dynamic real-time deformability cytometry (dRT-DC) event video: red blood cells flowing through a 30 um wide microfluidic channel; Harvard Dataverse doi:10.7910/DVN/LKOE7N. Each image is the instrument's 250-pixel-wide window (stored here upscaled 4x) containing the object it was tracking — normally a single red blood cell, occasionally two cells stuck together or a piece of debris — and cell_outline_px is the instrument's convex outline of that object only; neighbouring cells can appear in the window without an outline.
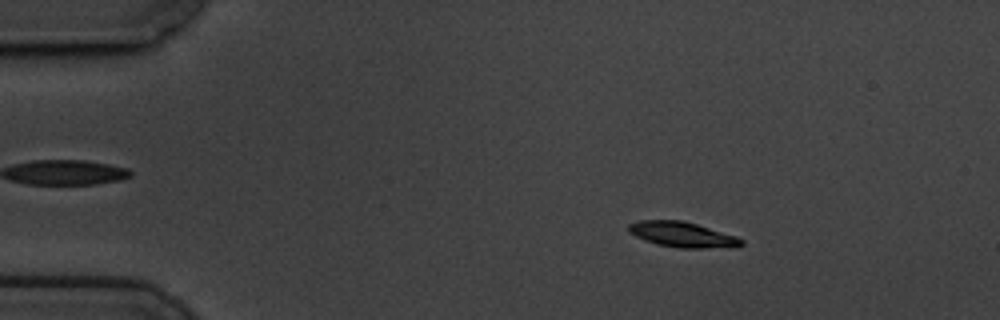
{"species": "common noctule bat (a hibernating species)", "species_latin": "Nyctalus noctula", "temperature_condition": "cold", "stored_images_in_passage": 59, "camera_frame_rate_fps": 3000, "um_per_image_px": 0.085, "animal": {"sex": "male", "body_mass_g": 19.5, "forearm_length_mm": 54.6}, "frame": {"image": 1, "passage_image": 10, "time_ms": 3.0, "image_size_px": [1000, 320], "cell_outline_px": [[744, 244], [704, 248], [680, 248], [656, 244], [644, 240], [628, 232], [628, 224], [640, 220], [684, 220], [736, 236], [744, 240]], "centroid_in_image_um": [57.93, 19.92], "position_along_channel_um": 27.1, "area_um2": 16.42}}
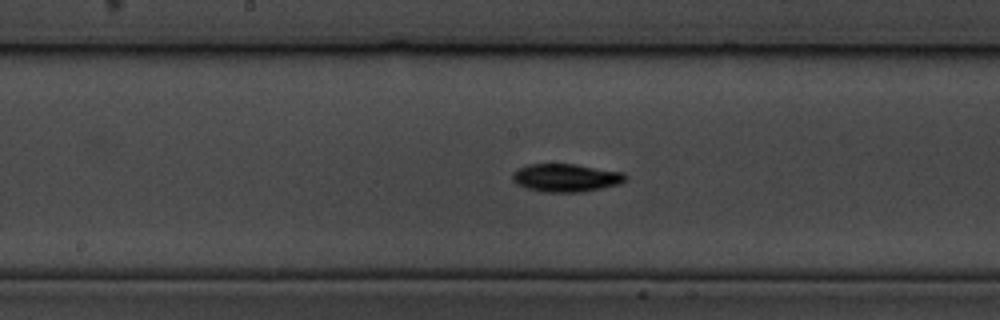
{"frame": {"image": 2, "passage_image": 31, "time_ms": 10.0, "image_size_px": [1000, 320], "cell_outline_px": [[628, 180], [620, 184], [580, 192], [544, 192], [528, 188], [516, 184], [512, 180], [512, 172], [528, 164], [576, 164], [624, 172], [628, 176]], "centroid_in_image_um": [48.14, 15.1], "position_along_channel_um": 200.1, "area_um2": 18.55}}
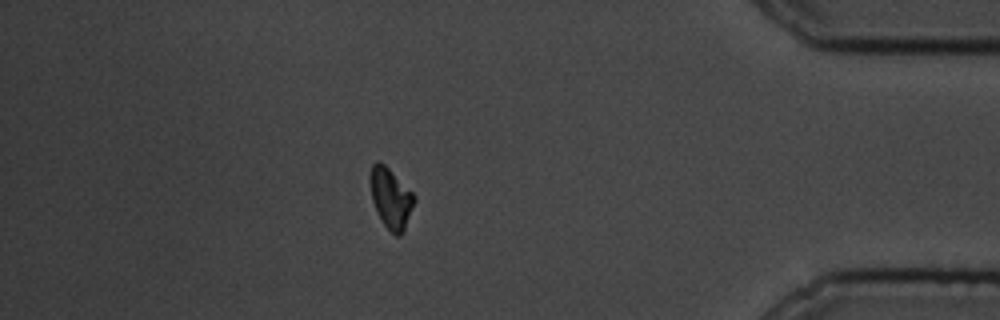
{"frame": {"image": 3, "passage_image": 52, "time_ms": 17.0, "image_size_px": [1000, 320], "cell_outline_px": [[416, 200], [404, 232], [400, 236], [396, 236], [384, 224], [376, 212], [372, 200], [368, 176], [372, 164], [376, 160], [384, 164], [416, 196]], "centroid_in_image_um": [33.21, 16.84], "position_along_channel_um": 402.0, "area_um2": 15.66}, "authors_computed_cell_mechanics": {"area_um2": 16.3574, "velocity_mm_per_s": 3.4121, "shape_relaxation_time_tau1_ms": 2.2022, "shape_relaxation_time_tau2_ms": null, "deformation_change_tau1": 0.1167, "deformation_change_tau2": null}}